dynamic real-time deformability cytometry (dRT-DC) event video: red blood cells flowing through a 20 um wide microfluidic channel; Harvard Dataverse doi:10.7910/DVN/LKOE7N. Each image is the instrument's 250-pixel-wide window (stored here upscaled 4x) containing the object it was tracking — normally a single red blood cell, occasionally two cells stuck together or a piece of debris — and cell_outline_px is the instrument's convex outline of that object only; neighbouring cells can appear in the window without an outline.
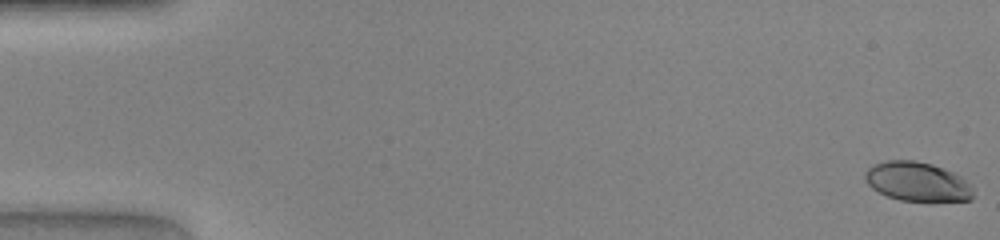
{"species": "human", "species_latin": "Homo sapiens", "temperature_condition": "warm", "stored_images_in_passage": 48, "camera_frame_rate_fps": 3000, "um_per_image_px": 0.085, "donor": {"sex": "female"}, "frame": {"image": 1, "passage_image": 1, "time_ms": 0.0, "image_size_px": [1000, 240], "cell_outline_px": [[972, 200], [900, 200], [888, 196], [872, 188], [864, 180], [864, 172], [868, 168], [876, 164], [888, 160], [916, 160], [932, 164], [952, 172], [960, 176], [972, 184]], "centroid_in_image_um": [77.96, 15.42], "position_along_channel_um": 7.0, "area_um2": 24.45}}
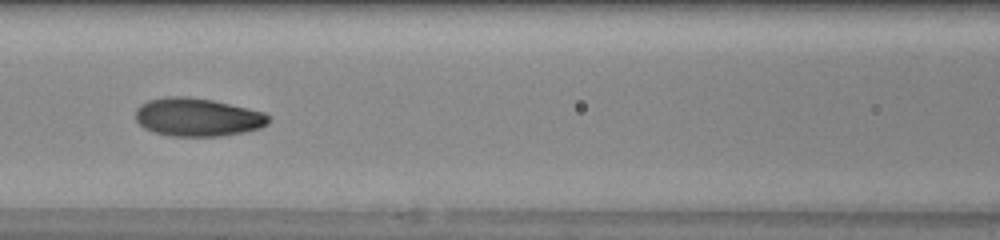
{"frame": {"image": 2, "passage_image": 22, "time_ms": 7.0, "image_size_px": [1000, 240], "cell_outline_px": [[272, 120], [268, 124], [260, 128], [244, 132], [220, 136], [168, 136], [152, 132], [144, 128], [136, 120], [136, 108], [140, 104], [148, 100], [168, 96], [188, 96], [212, 100], [264, 112]], "centroid_in_image_um": [16.77, 9.96], "position_along_channel_um": 149.8, "area_um2": 29.82}}
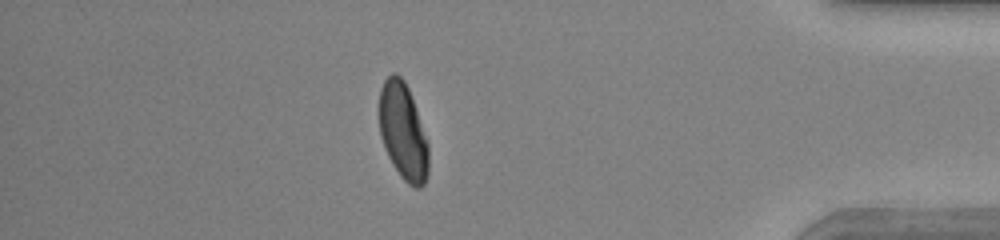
{"frame": {"image": 3, "passage_image": 42, "time_ms": 13.667, "image_size_px": [1000, 240], "cell_outline_px": [[428, 176], [424, 184], [420, 188], [416, 188], [408, 184], [400, 176], [392, 164], [384, 148], [380, 136], [376, 112], [380, 88], [384, 80], [392, 72], [396, 72], [404, 80], [408, 88], [428, 144]], "centroid_in_image_um": [34.2, 11.16], "position_along_channel_um": 401.0, "area_um2": 28.32}}